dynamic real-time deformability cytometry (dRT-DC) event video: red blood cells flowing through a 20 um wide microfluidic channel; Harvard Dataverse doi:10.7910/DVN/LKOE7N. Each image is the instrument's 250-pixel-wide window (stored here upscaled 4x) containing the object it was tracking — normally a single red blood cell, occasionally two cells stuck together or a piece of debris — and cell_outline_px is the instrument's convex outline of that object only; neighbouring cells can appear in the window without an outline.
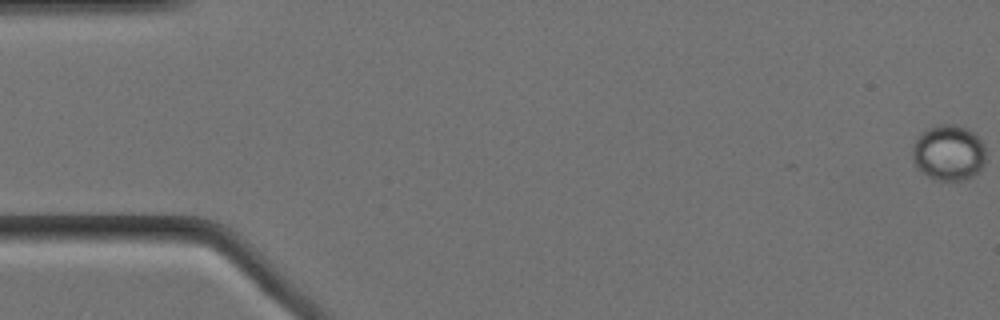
{"species": "Egyptian fruit bat (a non-hibernating species)", "species_latin": "Rousettus aegyptiacus", "temperature_condition": "cold", "stored_images_in_passage": 6, "camera_frame_rate_fps": 3000, "um_per_image_px": 0.085, "animal": {"sex": "female"}, "frame": {"image": 1, "passage_image": 1, "time_ms": 0.0, "image_size_px": [1000, 320], "cell_outline_px": [[984, 164], [972, 176], [964, 180], [936, 180], [928, 176], [912, 160], [912, 144], [928, 128], [940, 124], [956, 124], [968, 128], [984, 144]], "centroid_in_image_um": [80.63, 12.97], "position_along_channel_um": 4.4, "area_um2": 23.52}}